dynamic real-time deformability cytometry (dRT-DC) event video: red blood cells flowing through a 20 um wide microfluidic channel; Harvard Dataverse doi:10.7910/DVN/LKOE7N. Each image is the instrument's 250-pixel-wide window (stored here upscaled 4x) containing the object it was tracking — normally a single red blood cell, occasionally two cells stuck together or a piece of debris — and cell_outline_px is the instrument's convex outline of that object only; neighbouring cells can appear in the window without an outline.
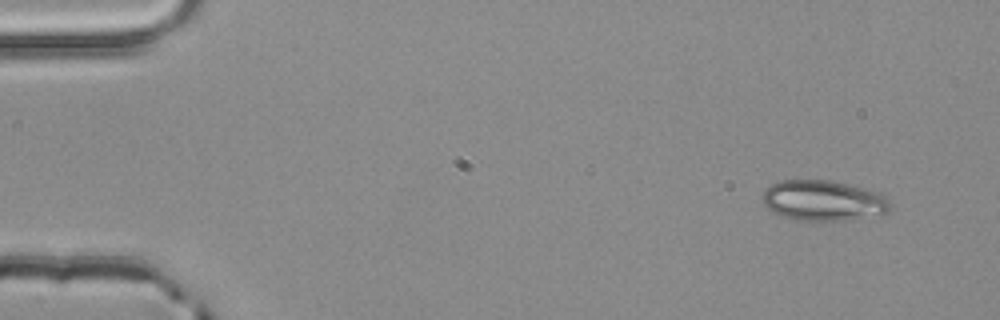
{"species": "common noctule bat (a hibernating species)", "species_latin": "Nyctalus noctula", "temperature_condition": "room temperature", "stored_images_in_passage": 2, "camera_frame_rate_fps": 3000, "um_per_image_px": 0.085, "animal": {"sex": "male", "body_mass_g": 20.4}, "frame": {"image": 1, "passage_image": 2, "time_ms": 0.333, "image_size_px": [1000, 320], "cell_outline_px": [[888, 212], [844, 220], [800, 220], [780, 216], [772, 212], [764, 204], [760, 196], [772, 184], [780, 180], [828, 180], [880, 192], [888, 200]], "centroid_in_image_um": [69.91, 17.04], "position_along_channel_um": 15.1, "area_um2": 29.65}}